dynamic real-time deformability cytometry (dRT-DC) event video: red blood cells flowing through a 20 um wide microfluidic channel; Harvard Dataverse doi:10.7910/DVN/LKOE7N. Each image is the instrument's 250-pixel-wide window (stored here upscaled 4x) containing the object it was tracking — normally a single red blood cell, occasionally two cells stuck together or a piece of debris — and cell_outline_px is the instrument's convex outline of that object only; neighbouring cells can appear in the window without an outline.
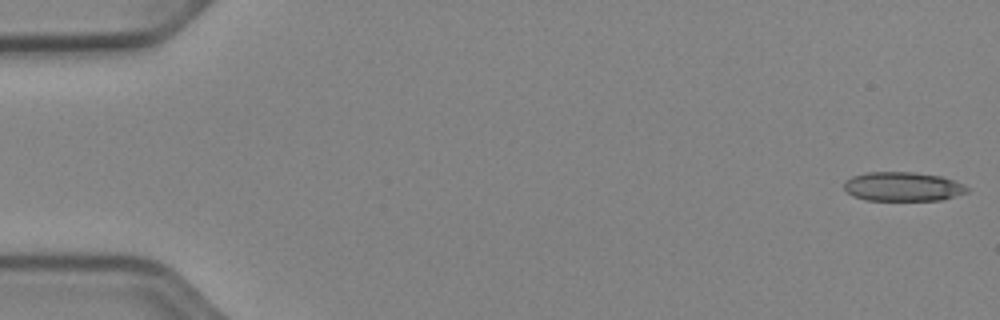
{"species": "Egyptian fruit bat (a non-hibernating species)", "species_latin": "Rousettus aegyptiacus", "temperature_condition": "cold", "stored_images_in_passage": 52, "camera_frame_rate_fps": 3000, "um_per_image_px": 0.085, "animal": {"sex": "female"}, "frame": {"image": 1, "passage_image": 1, "time_ms": 0.0, "image_size_px": [1000, 320], "cell_outline_px": [[968, 192], [940, 200], [864, 200], [852, 196], [844, 188], [844, 180], [852, 176], [868, 172], [912, 172], [940, 176], [964, 184], [968, 188]], "centroid_in_image_um": [76.7, 15.86], "position_along_channel_um": 8.3, "area_um2": 20.87}}
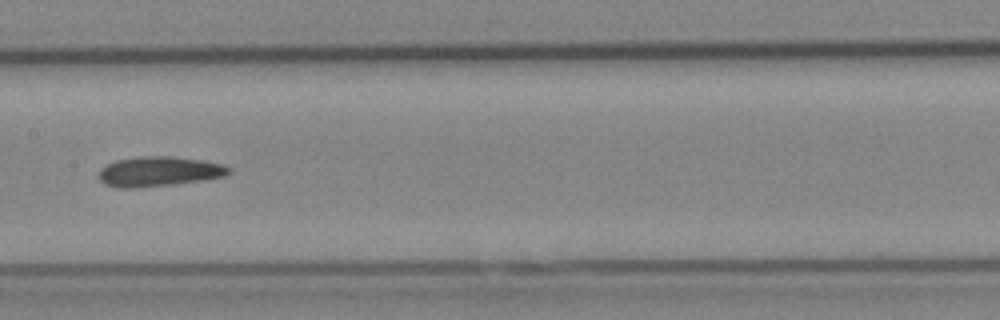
{"frame": {"image": 2, "passage_image": 27, "time_ms": 8.667, "image_size_px": [1000, 320], "cell_outline_px": [[232, 172], [224, 176], [204, 180], [172, 184], [136, 188], [120, 188], [104, 184], [96, 176], [100, 168], [116, 160], [140, 156], [176, 156], [200, 160], [220, 164], [232, 168]], "centroid_in_image_um": [13.48, 14.57], "position_along_channel_um": 193.9, "area_um2": 22.77}}
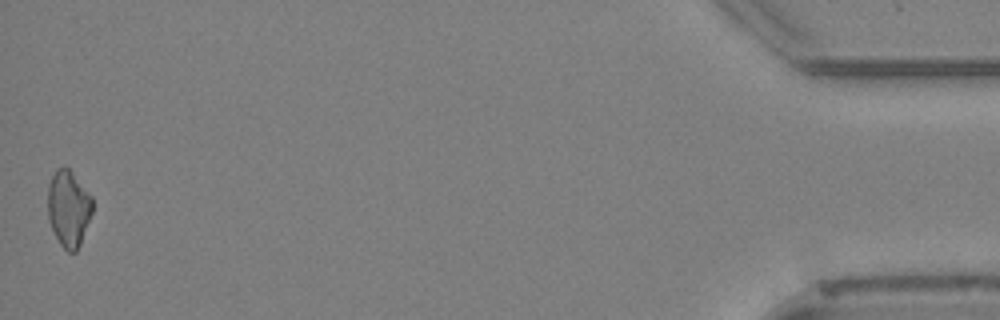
{"frame": {"image": 3, "passage_image": 52, "time_ms": 17.0, "image_size_px": [1000, 320], "cell_outline_px": [[92, 212], [80, 244], [76, 252], [68, 252], [60, 244], [48, 220], [48, 184], [56, 168], [64, 164], [72, 172], [92, 196]], "centroid_in_image_um": [5.82, 17.68], "position_along_channel_um": 429.4, "area_um2": 19.88}}